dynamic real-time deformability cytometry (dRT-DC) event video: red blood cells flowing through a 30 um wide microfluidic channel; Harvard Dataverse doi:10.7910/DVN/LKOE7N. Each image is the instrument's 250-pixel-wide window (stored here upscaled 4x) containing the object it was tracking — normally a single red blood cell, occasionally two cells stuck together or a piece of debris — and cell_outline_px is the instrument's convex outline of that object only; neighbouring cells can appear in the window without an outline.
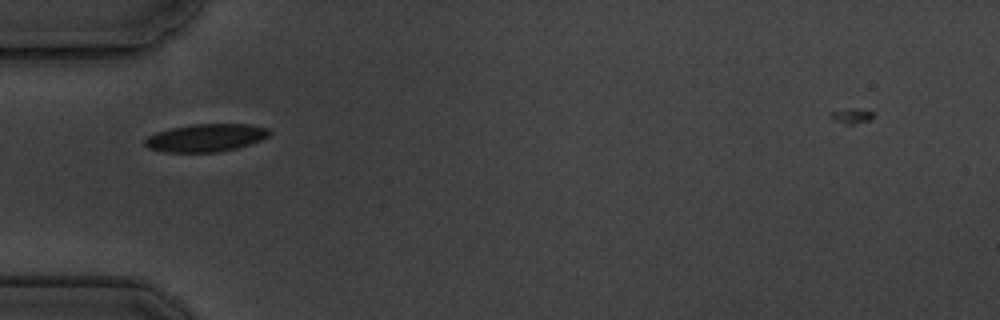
{"species": "common noctule bat (a hibernating species)", "species_latin": "Nyctalus noctula", "temperature_condition": "cold", "stored_images_in_passage": 4, "camera_frame_rate_fps": 3000, "um_per_image_px": 0.085, "animal": {"sex": "male", "body_mass_g": 19.5, "forearm_length_mm": 54.6}, "frame": {"image": 1, "passage_image": 1, "time_ms": 0.0, "image_size_px": [1000, 320], "cell_outline_px": [[272, 132], [268, 136], [260, 140], [236, 148], [220, 152], [164, 152], [148, 148], [144, 144], [144, 140], [148, 136], [156, 132], [172, 128], [192, 124], [252, 124], [268, 128]], "centroid_in_image_um": [17.49, 11.71], "position_along_channel_um": 67.5, "area_um2": 20.17}}